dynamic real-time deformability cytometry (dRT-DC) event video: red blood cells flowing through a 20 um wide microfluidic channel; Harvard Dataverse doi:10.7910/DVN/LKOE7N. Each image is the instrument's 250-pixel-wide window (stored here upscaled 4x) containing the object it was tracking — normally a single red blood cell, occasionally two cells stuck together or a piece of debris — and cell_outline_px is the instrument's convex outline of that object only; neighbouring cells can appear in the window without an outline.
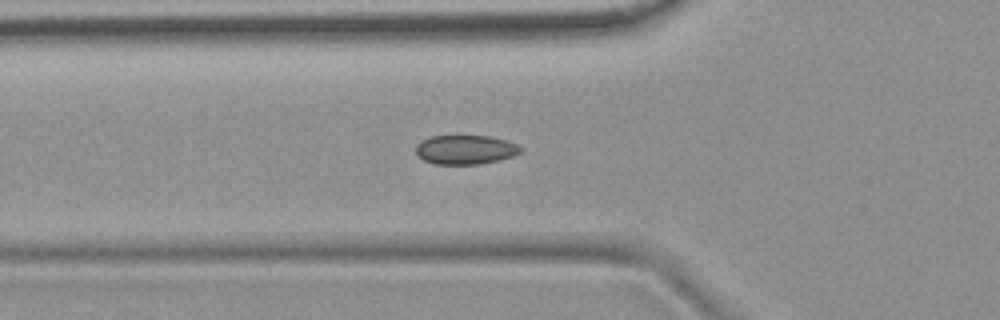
{"species": "common noctule bat (a hibernating species)", "species_latin": "Nyctalus noctula", "temperature_condition": "room temperature", "stored_images_in_passage": 35, "camera_frame_rate_fps": 3000, "um_per_image_px": 0.085, "animal": {"sex": "female", "body_mass_g": 19.9}, "frame": {"image": 1, "passage_image": 2, "time_ms": 0.333, "image_size_px": [1000, 320], "cell_outline_px": [[524, 148], [520, 152], [512, 156], [500, 160], [480, 164], [436, 164], [424, 160], [416, 156], [416, 144], [432, 136], [488, 136], [508, 140]], "centroid_in_image_um": [39.57, 12.72], "position_along_channel_um": 86.2, "area_um2": 17.86}}
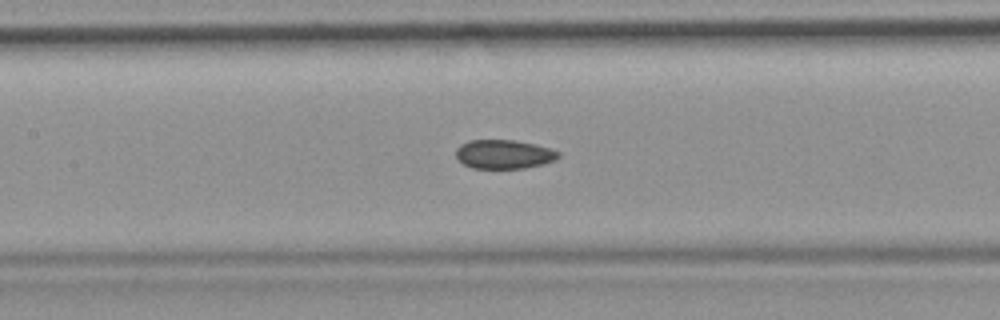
{"frame": {"image": 2, "passage_image": 8, "time_ms": 2.333, "image_size_px": [1000, 320], "cell_outline_px": [[560, 156], [556, 160], [544, 164], [524, 168], [472, 168], [464, 164], [456, 156], [456, 148], [460, 144], [468, 140], [516, 140], [536, 144], [552, 148], [560, 152]], "centroid_in_image_um": [42.87, 13.1], "position_along_channel_um": 164.5, "area_um2": 17.51}}
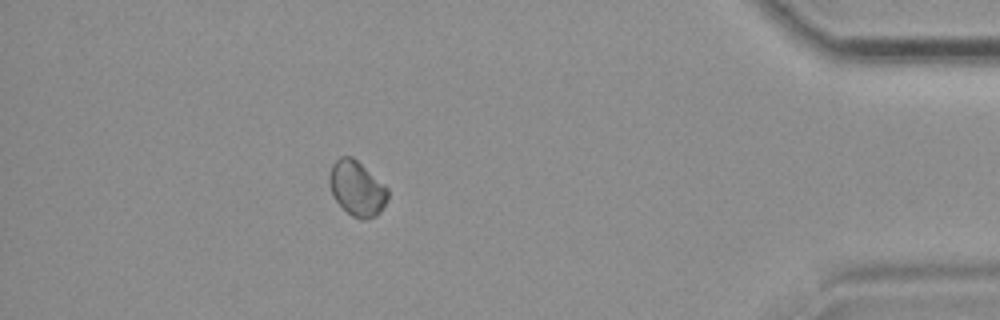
{"frame": {"image": 3, "passage_image": 30, "time_ms": 9.667, "image_size_px": [1000, 320], "cell_outline_px": [[388, 200], [380, 212], [376, 216], [364, 220], [360, 220], [352, 216], [332, 196], [328, 184], [328, 176], [332, 164], [340, 156], [352, 156], [384, 184], [388, 188]], "centroid_in_image_um": [30.33, 16.02], "position_along_channel_um": 404.9, "area_um2": 18.84}}